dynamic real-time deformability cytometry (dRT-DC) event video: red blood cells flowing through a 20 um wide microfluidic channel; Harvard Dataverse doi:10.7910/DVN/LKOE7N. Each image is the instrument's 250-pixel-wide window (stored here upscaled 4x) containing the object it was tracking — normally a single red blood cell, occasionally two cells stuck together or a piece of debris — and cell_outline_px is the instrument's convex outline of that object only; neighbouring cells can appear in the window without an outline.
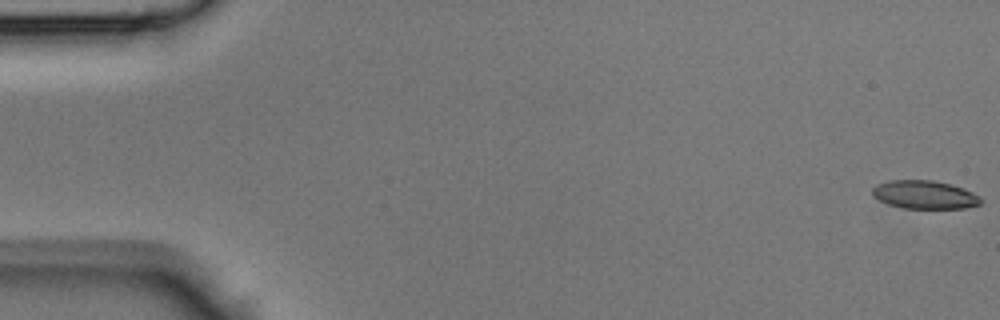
{"species": "Egyptian fruit bat (a non-hibernating species)", "species_latin": "Rousettus aegyptiacus", "temperature_condition": "room temperature", "stored_images_in_passage": 45, "camera_frame_rate_fps": 3000, "um_per_image_px": 0.085, "animal": {"sex": "male"}, "frame": {"image": 1, "passage_image": 1, "time_ms": 0.0, "image_size_px": [1000, 320], "cell_outline_px": [[984, 200], [980, 204], [964, 208], [904, 208], [888, 204], [872, 196], [872, 188], [876, 184], [888, 180], [932, 180], [964, 188], [980, 196]], "centroid_in_image_um": [78.58, 16.54], "position_along_channel_um": 6.4, "area_um2": 17.92}}
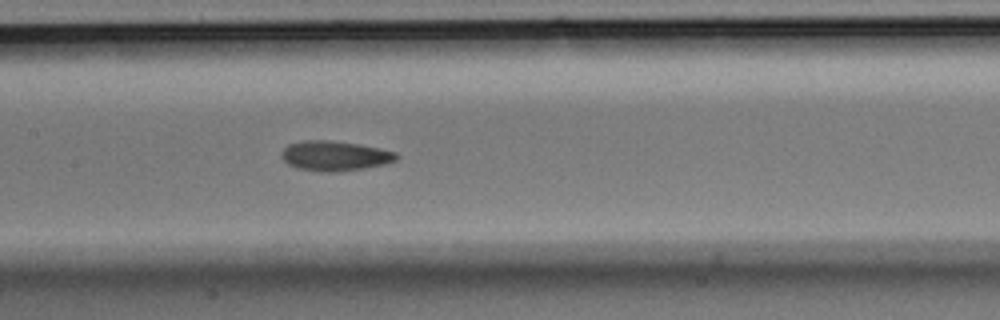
{"frame": {"image": 2, "passage_image": 22, "time_ms": 7.0, "image_size_px": [1000, 320], "cell_outline_px": [[400, 156], [396, 160], [384, 164], [364, 168], [340, 172], [324, 172], [300, 168], [288, 164], [280, 156], [280, 152], [288, 144], [304, 140], [328, 140], [360, 144], [380, 148], [396, 152]], "centroid_in_image_um": [28.47, 13.24], "position_along_channel_um": 178.9, "area_um2": 20.11}}
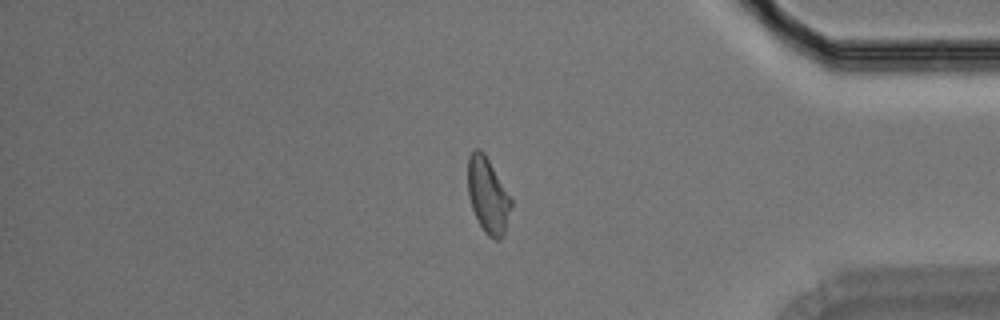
{"frame": {"image": 3, "passage_image": 38, "time_ms": 12.333, "image_size_px": [1000, 320], "cell_outline_px": [[512, 204], [504, 236], [500, 240], [496, 240], [488, 236], [484, 232], [472, 208], [468, 196], [468, 156], [476, 148], [480, 148], [484, 152], [512, 200]], "centroid_in_image_um": [41.47, 16.63], "position_along_channel_um": 393.7, "area_um2": 18.96}}